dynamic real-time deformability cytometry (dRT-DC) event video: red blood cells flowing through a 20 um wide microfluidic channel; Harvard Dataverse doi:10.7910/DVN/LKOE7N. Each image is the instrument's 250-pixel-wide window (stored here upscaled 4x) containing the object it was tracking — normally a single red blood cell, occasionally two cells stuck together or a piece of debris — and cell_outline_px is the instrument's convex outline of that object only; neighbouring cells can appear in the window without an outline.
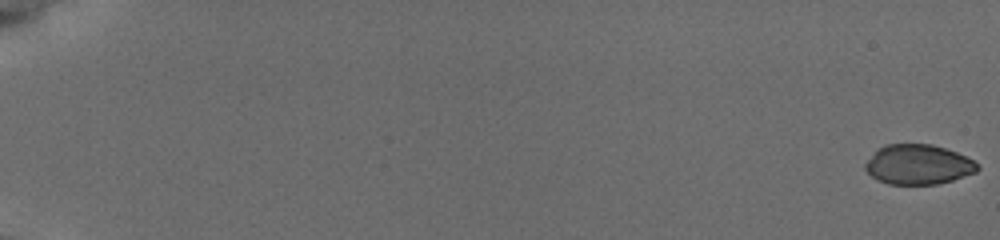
{"species": "common noctule bat (a hibernating species)", "species_latin": "Nyctalus noctula", "temperature_condition": "cold", "stored_images_in_passage": 51, "camera_frame_rate_fps": 3000, "um_per_image_px": 0.085, "animal": {"sex": "female", "body_mass_g": 19.5, "forearm_length_mm": 54.1}, "frame": {"image": 1, "passage_image": 1, "time_ms": 0.0, "image_size_px": [1000, 240], "cell_outline_px": [[980, 168], [976, 172], [952, 180], [936, 184], [888, 184], [872, 176], [864, 168], [864, 164], [876, 148], [884, 144], [932, 144], [956, 152], [972, 160]], "centroid_in_image_um": [78.01, 13.97], "position_along_channel_um": 7.0, "area_um2": 25.95}}
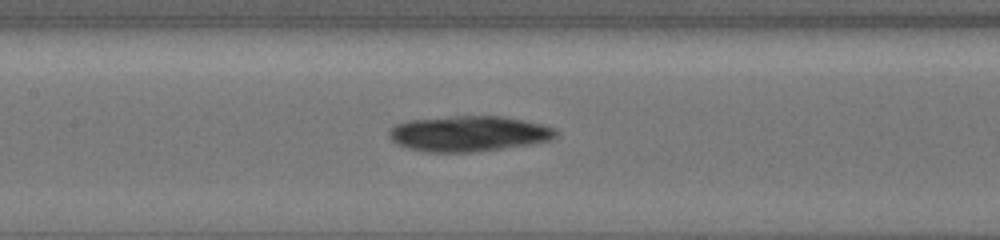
{"frame": {"image": 2, "passage_image": 30, "time_ms": 9.667, "image_size_px": [1000, 240], "cell_outline_px": [[556, 136], [552, 140], [532, 144], [472, 152], [424, 152], [408, 148], [396, 144], [388, 136], [388, 132], [396, 124], [408, 120], [452, 116], [500, 116], [524, 120], [556, 128]], "centroid_in_image_um": [39.82, 11.36], "position_along_channel_um": 167.6, "area_um2": 34.62}}
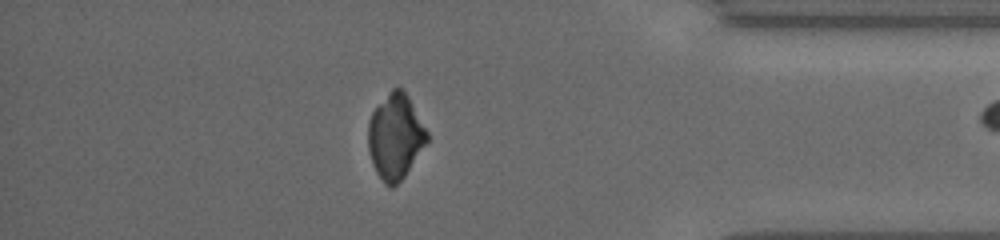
{"frame": {"image": 3, "passage_image": 50, "time_ms": 16.333, "image_size_px": [1000, 240], "cell_outline_px": [[428, 140], [404, 176], [392, 188], [384, 184], [376, 172], [372, 164], [368, 148], [368, 120], [372, 112], [392, 88], [400, 88], [408, 96], [428, 132]], "centroid_in_image_um": [33.58, 11.62], "position_along_channel_um": 401.6, "area_um2": 28.9}}